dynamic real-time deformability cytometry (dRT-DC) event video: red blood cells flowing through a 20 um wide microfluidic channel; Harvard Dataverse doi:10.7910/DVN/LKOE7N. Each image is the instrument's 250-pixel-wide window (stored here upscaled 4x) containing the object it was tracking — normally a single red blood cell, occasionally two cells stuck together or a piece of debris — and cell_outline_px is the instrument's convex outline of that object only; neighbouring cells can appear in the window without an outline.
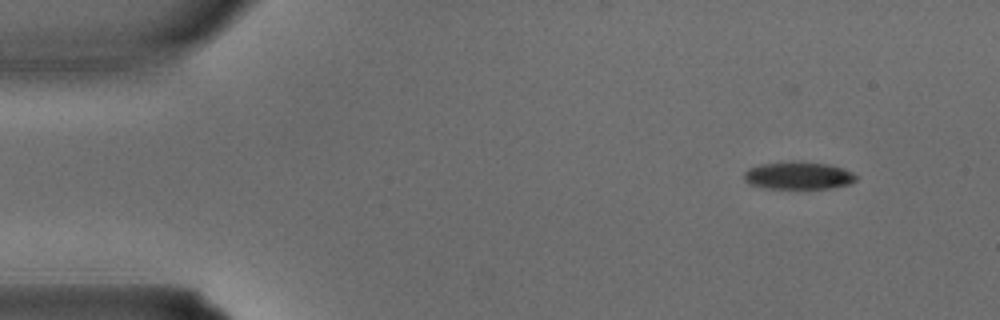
{"species": "common noctule bat (a hibernating species)", "species_latin": "Nyctalus noctula", "temperature_condition": "warm", "stored_images_in_passage": 4, "camera_frame_rate_fps": 3000, "um_per_image_px": 0.085, "animal": {"sex": "male", "body_mass_g": 15.6}, "frame": {"image": 1, "passage_image": 1, "time_ms": 0.0, "image_size_px": [1000, 320], "cell_outline_px": [[856, 180], [852, 184], [828, 188], [764, 188], [752, 184], [744, 180], [744, 172], [748, 168], [760, 164], [828, 164], [844, 168], [852, 172], [856, 176]], "centroid_in_image_um": [67.89, 14.96], "position_along_channel_um": 17.1, "area_um2": 17.17}}
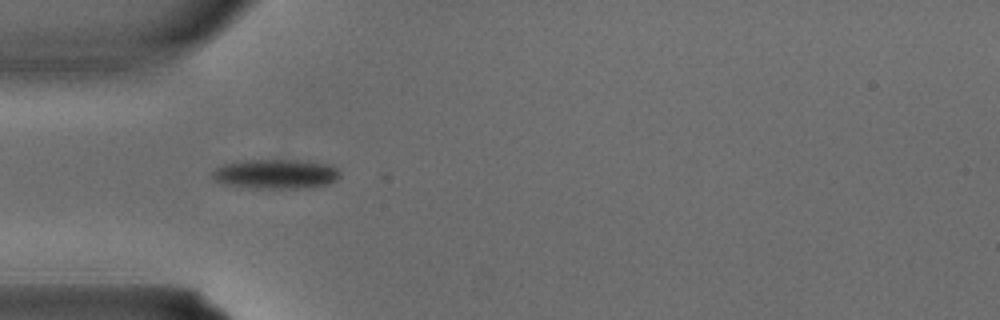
{"frame": {"image": 2, "passage_image": 3, "time_ms": 0.667, "image_size_px": [1000, 320], "cell_outline_px": [[340, 176], [336, 180], [328, 184], [312, 188], [236, 188], [220, 184], [212, 180], [212, 172], [220, 164], [244, 160], [308, 160], [332, 164], [340, 172]], "centroid_in_image_um": [23.4, 14.8], "position_along_channel_um": 61.6, "area_um2": 22.83}}
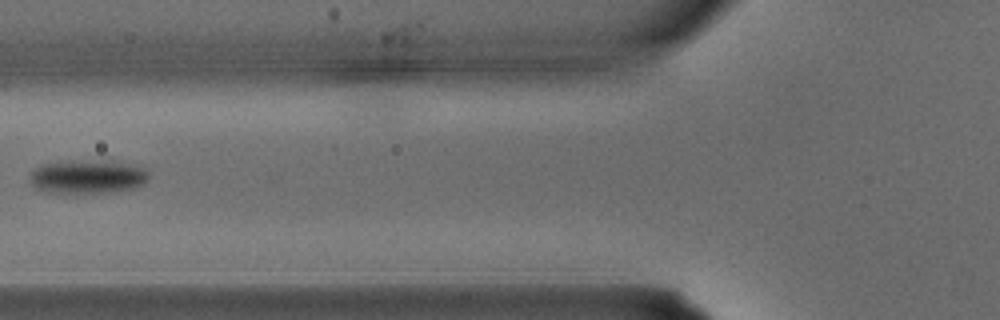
{"frame": {"image": 3, "passage_image": 4, "time_ms": 1.0, "image_size_px": [1000, 320], "cell_outline_px": [[148, 176], [144, 184], [136, 188], [112, 192], [64, 196], [44, 192], [36, 188], [32, 184], [32, 172], [40, 164], [108, 160], [112, 160], [144, 168], [148, 172]], "centroid_in_image_um": [7.45, 15.09], "position_along_channel_um": 118.3, "area_um2": 23.81}}